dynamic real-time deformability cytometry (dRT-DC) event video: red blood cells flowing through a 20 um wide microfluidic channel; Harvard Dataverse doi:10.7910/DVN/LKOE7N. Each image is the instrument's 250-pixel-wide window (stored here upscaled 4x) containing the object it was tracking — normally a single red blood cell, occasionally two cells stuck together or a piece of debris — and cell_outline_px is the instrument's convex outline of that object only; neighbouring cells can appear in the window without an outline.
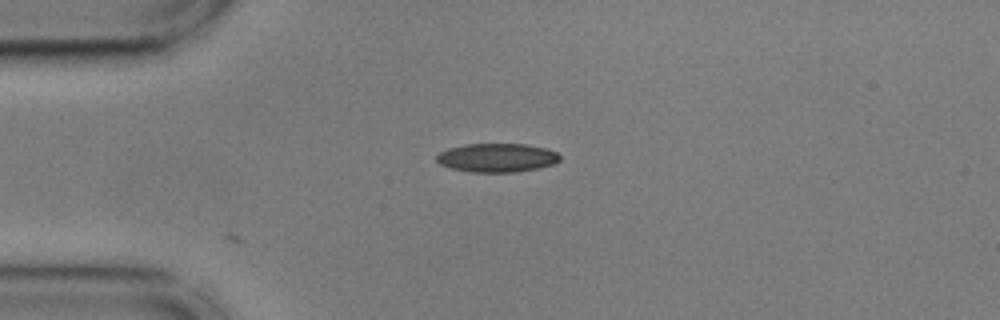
{"species": "common noctule bat (a hibernating species)", "species_latin": "Nyctalus noctula", "temperature_condition": "cold", "stored_images_in_passage": 2, "camera_frame_rate_fps": 3000, "um_per_image_px": 0.085, "animal": {"sex": "male", "body_mass_g": 17.9, "forearm_length_mm": 54.2}, "frame": {"image": 1, "passage_image": 2, "time_ms": 0.333, "image_size_px": [1000, 320], "cell_outline_px": [[560, 160], [556, 164], [516, 172], [472, 172], [452, 168], [440, 164], [436, 160], [436, 156], [440, 152], [448, 148], [464, 144], [524, 144], [544, 148], [556, 152], [560, 156]], "centroid_in_image_um": [42.24, 13.4], "position_along_channel_um": 42.8, "area_um2": 20.58}}